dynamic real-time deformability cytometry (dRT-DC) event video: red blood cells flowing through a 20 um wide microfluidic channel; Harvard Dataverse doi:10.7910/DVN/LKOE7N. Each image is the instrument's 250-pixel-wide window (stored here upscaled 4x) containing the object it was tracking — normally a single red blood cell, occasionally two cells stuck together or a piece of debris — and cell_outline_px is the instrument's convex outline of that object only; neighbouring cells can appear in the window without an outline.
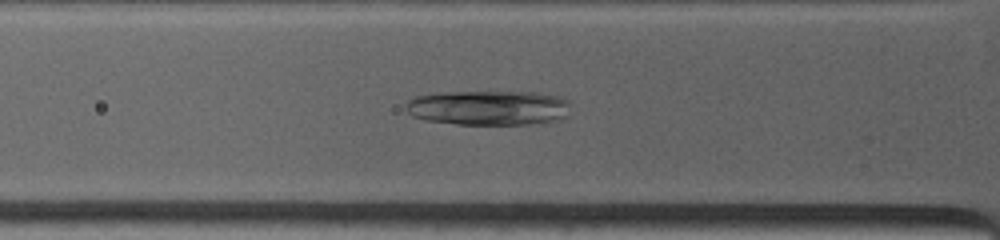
{"species": "common noctule bat (a hibernating species)", "species_latin": "Nyctalus noctula", "temperature_condition": "warm", "stored_images_in_passage": 8, "camera_frame_rate_fps": 4500, "um_per_image_px": 0.085, "animal": {"sex": "female", "body_mass_g": 19.0, "forearm_length_mm": 53.3}, "frame": {"image": 1, "passage_image": 5, "time_ms": 2.889, "image_size_px": [1000, 240], "cell_outline_px": [[568, 116], [560, 120], [524, 124], [456, 124], [424, 120], [412, 116], [404, 108], [404, 104], [412, 96], [444, 92], [536, 92], [560, 96], [568, 100]], "centroid_in_image_um": [41.49, 9.15], "position_along_channel_um": 84.3, "area_um2": 33.76}}
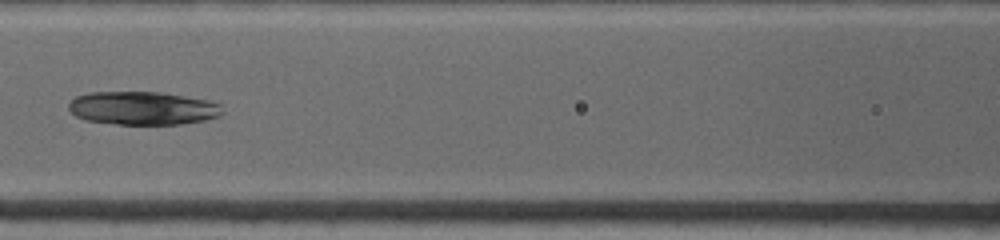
{"frame": {"image": 2, "passage_image": 7, "time_ms": 4.667, "image_size_px": [1000, 240], "cell_outline_px": [[224, 112], [220, 116], [204, 120], [180, 124], [116, 124], [84, 120], [76, 116], [68, 108], [68, 104], [76, 96], [88, 92], [160, 92], [208, 100], [220, 104]], "centroid_in_image_um": [12.13, 9.19], "position_along_channel_um": 154.5, "area_um2": 29.88}}
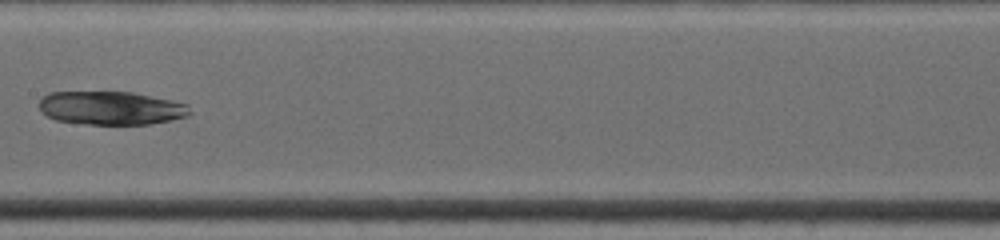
{"frame": {"image": 3, "passage_image": 8, "time_ms": 5.778, "image_size_px": [1000, 240], "cell_outline_px": [[192, 112], [188, 116], [152, 124], [88, 124], [56, 120], [48, 116], [40, 108], [40, 100], [48, 92], [132, 92], [172, 100], [188, 104]], "centroid_in_image_um": [9.48, 9.18], "position_along_channel_um": 197.9, "area_um2": 29.3}}